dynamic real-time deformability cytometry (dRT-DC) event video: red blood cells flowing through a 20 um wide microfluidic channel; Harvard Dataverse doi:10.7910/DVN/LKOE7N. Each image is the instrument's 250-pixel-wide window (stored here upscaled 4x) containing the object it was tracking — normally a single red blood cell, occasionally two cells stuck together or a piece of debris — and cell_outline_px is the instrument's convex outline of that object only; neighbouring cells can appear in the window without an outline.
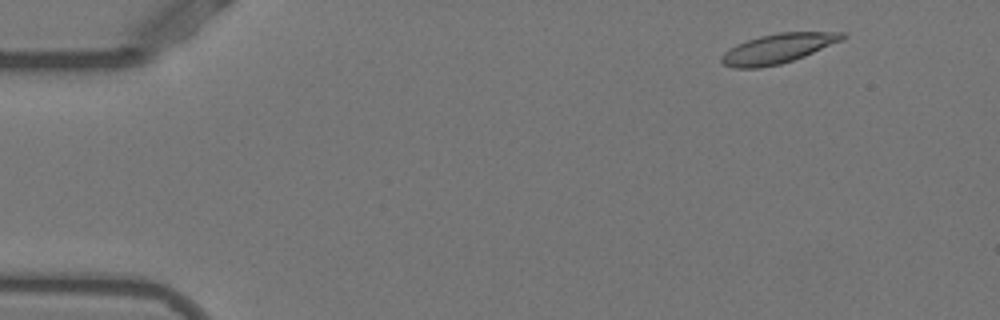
{"species": "Egyptian fruit bat (a non-hibernating species)", "species_latin": "Rousettus aegyptiacus", "temperature_condition": "warm", "stored_images_in_passage": 51, "camera_frame_rate_fps": 3000, "um_per_image_px": 0.085, "animal": {"sex": "female"}, "frame": {"image": 1, "passage_image": 4, "time_ms": 1.0, "image_size_px": [1000, 320], "cell_outline_px": [[848, 36], [844, 40], [804, 56], [780, 64], [760, 68], [732, 68], [724, 64], [720, 60], [720, 56], [724, 52], [736, 44], [760, 36], [780, 32], [844, 32]], "centroid_in_image_um": [66.13, 4.12], "position_along_channel_um": 18.9, "area_um2": 20.92}}
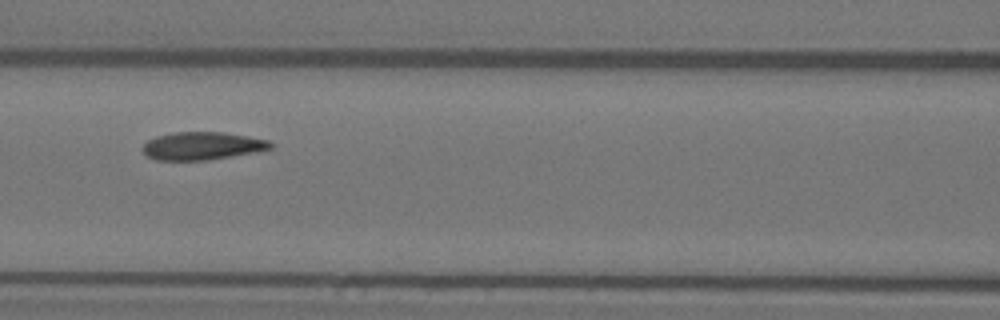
{"frame": {"image": 2, "passage_image": 22, "time_ms": 7.0, "image_size_px": [1000, 320], "cell_outline_px": [[272, 148], [256, 152], [204, 160], [156, 160], [148, 156], [140, 148], [148, 140], [156, 136], [176, 132], [224, 132], [248, 136], [268, 140], [272, 144]], "centroid_in_image_um": [17.17, 12.39], "position_along_channel_um": 149.4, "area_um2": 20.63}}
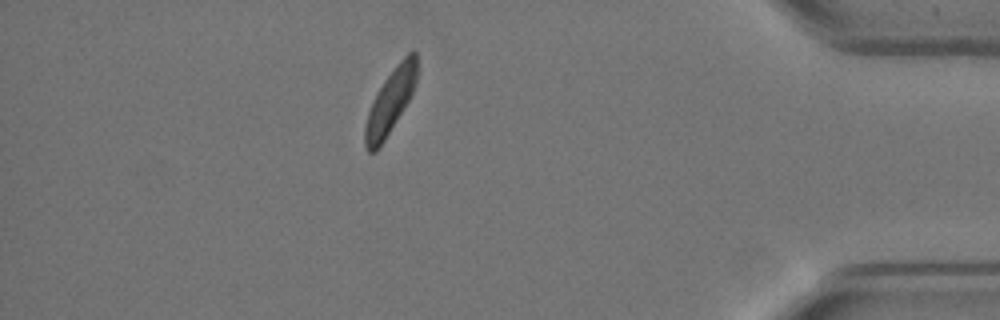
{"frame": {"image": 3, "passage_image": 45, "time_ms": 14.667, "image_size_px": [1000, 320], "cell_outline_px": [[416, 84], [412, 96], [380, 148], [376, 152], [368, 152], [364, 144], [364, 128], [368, 112], [384, 80], [396, 64], [412, 48], [416, 52]], "centroid_in_image_um": [33.19, 8.65], "position_along_channel_um": 402.0, "area_um2": 19.48}, "authors_computed_cell_mechanics": {"area_um2": 21.097, "velocity_mm_per_s": 3.8278, "shape_relaxation_time_tau1_ms": 6.9693, "shape_relaxation_time_tau2_ms": 1.3771, "deformation_change_tau1": 0.1775, "deformation_change_tau2": 0.06}}